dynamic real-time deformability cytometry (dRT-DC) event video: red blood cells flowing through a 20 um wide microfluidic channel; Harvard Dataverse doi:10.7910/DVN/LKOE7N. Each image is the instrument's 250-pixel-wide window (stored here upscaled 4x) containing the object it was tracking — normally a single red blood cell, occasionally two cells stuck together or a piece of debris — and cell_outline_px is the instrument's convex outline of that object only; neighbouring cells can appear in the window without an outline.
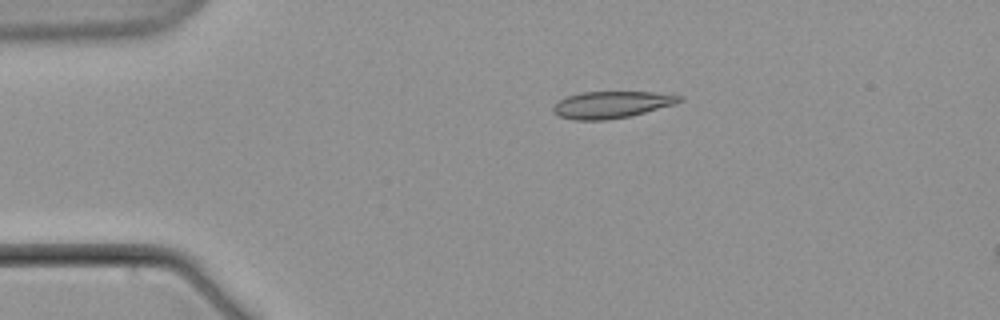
{"species": "common noctule bat (a hibernating species)", "species_latin": "Nyctalus noctula", "temperature_condition": "warm", "stored_images_in_passage": 6, "camera_frame_rate_fps": 3000, "um_per_image_px": 0.085, "animal": {"sex": "male", "body_mass_g": 21.5, "forearm_length_mm": 52.0}, "frame": {"image": 1, "passage_image": 4, "time_ms": 4.0, "image_size_px": [1000, 320], "cell_outline_px": [[684, 100], [672, 104], [644, 112], [628, 116], [608, 120], [572, 120], [560, 116], [552, 112], [552, 108], [560, 100], [568, 96], [580, 92], [652, 92], [684, 96]], "centroid_in_image_um": [51.95, 8.89], "position_along_channel_um": 33.1, "area_um2": 19.54}}